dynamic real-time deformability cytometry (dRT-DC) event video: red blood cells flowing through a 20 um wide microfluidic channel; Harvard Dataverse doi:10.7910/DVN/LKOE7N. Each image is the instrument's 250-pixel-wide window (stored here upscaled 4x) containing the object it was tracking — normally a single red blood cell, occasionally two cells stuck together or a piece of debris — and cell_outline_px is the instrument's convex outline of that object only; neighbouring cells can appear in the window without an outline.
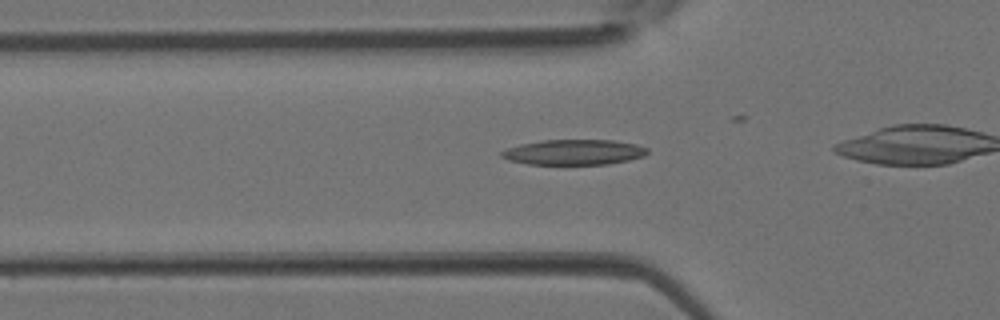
{"species": "Egyptian fruit bat (a non-hibernating species)", "species_latin": "Rousettus aegyptiacus", "temperature_condition": "room temperature", "stored_images_in_passage": 24, "camera_frame_rate_fps": 3000, "um_per_image_px": 0.085, "animal": {"sex": "female"}, "frame": {"image": 1, "passage_image": 5, "time_ms": 1.333, "image_size_px": [1000, 320], "cell_outline_px": [[648, 152], [644, 156], [628, 160], [608, 164], [528, 164], [508, 160], [500, 156], [500, 152], [508, 148], [520, 144], [544, 140], [612, 140], [636, 144], [648, 148]], "centroid_in_image_um": [48.78, 12.93], "position_along_channel_um": 77.0, "area_um2": 21.44}}
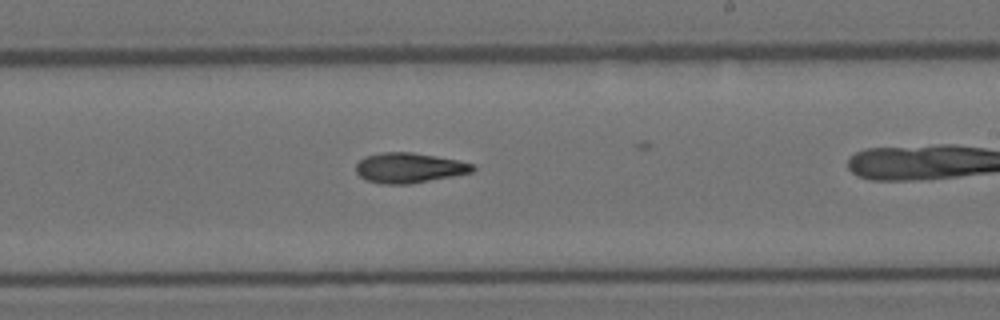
{"frame": {"image": 2, "passage_image": 16, "time_ms": 5.0, "image_size_px": [1000, 320], "cell_outline_px": [[476, 168], [472, 172], [452, 176], [408, 184], [380, 184], [368, 180], [360, 176], [356, 172], [356, 164], [364, 156], [384, 152], [412, 152], [436, 156], [456, 160], [472, 164]], "centroid_in_image_um": [34.74, 14.26], "position_along_channel_um": 254.3, "area_um2": 20.29}}
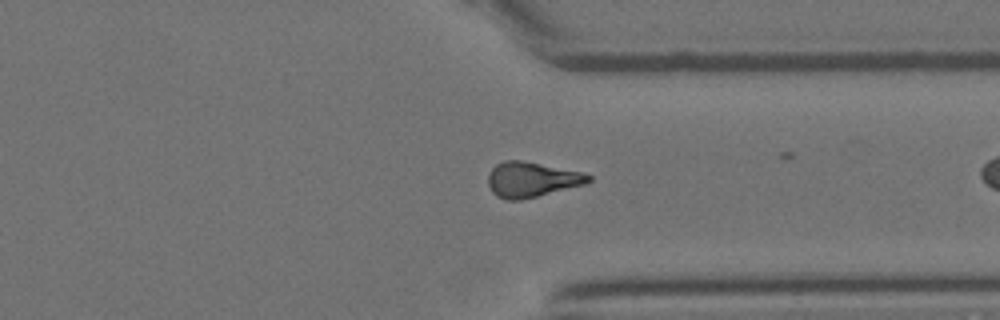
{"frame": {"image": 3, "passage_image": 23, "time_ms": 7.333, "image_size_px": [1000, 320], "cell_outline_px": [[592, 180], [584, 184], [520, 200], [508, 200], [496, 196], [492, 192], [488, 184], [488, 176], [492, 168], [496, 164], [504, 160], [520, 160], [580, 172], [592, 176]], "centroid_in_image_um": [45.14, 15.26], "position_along_channel_um": 366.3, "area_um2": 20.17}}